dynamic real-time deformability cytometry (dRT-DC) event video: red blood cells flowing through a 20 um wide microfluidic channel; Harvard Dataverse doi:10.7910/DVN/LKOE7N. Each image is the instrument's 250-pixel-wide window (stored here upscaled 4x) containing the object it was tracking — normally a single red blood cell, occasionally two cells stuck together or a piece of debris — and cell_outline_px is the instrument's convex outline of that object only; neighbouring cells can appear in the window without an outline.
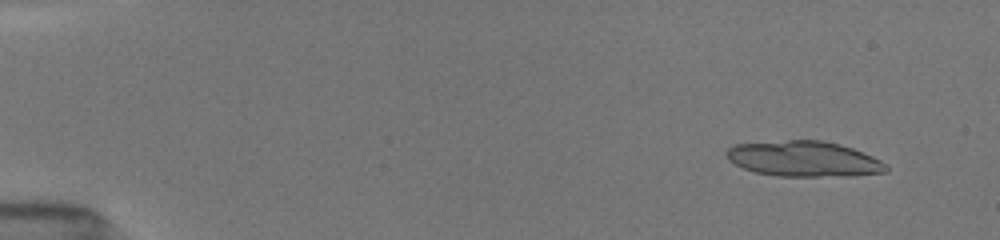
{"species": "common noctule bat (a hibernating species)", "species_latin": "Nyctalus noctula", "temperature_condition": "room temperature", "stored_images_in_passage": 22, "camera_frame_rate_fps": 3000, "um_per_image_px": 0.085, "animal": {"sex": "female", "body_mass_g": 19.5, "forearm_length_mm": 54.1}, "frame": {"image": 1, "passage_image": 5, "time_ms": 1.0, "image_size_px": [1000, 240], "cell_outline_px": [[888, 172], [856, 176], [776, 176], [756, 172], [744, 168], [728, 160], [724, 152], [732, 144], [788, 140], [820, 140], [840, 144], [852, 148], [872, 156], [888, 164]], "centroid_in_image_um": [68.34, 13.51], "position_along_channel_um": 16.7, "area_um2": 33.29}}